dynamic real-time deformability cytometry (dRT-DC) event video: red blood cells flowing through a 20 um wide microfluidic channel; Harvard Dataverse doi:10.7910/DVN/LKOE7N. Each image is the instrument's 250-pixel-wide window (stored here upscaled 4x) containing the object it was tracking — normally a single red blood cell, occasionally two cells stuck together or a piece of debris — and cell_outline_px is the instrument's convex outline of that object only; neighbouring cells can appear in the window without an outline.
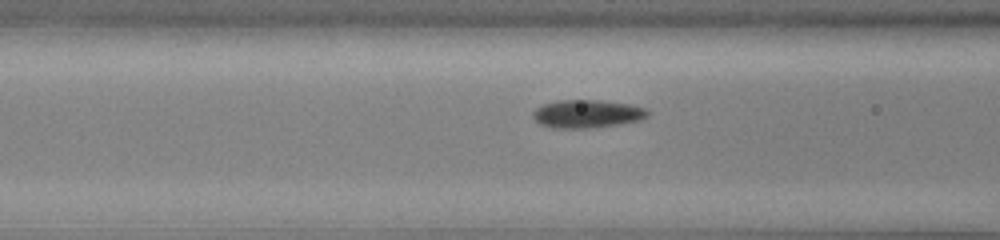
{"species": "common noctule bat (a hibernating species)", "species_latin": "Nyctalus noctula", "temperature_condition": "cold", "stored_images_in_passage": 14, "camera_frame_rate_fps": 3000, "um_per_image_px": 0.085, "animal": {"sex": "male", "body_mass_g": 13.0, "forearm_length_mm": 53.1}, "frame": {"image": 1, "passage_image": 12, "time_ms": 3.667, "image_size_px": [1000, 240], "cell_outline_px": [[648, 116], [640, 120], [620, 124], [592, 128], [552, 128], [540, 124], [532, 116], [532, 112], [536, 108], [544, 104], [560, 100], [600, 100], [628, 104], [648, 108]], "centroid_in_image_um": [49.91, 9.68], "position_along_channel_um": 116.7, "area_um2": 18.84}}